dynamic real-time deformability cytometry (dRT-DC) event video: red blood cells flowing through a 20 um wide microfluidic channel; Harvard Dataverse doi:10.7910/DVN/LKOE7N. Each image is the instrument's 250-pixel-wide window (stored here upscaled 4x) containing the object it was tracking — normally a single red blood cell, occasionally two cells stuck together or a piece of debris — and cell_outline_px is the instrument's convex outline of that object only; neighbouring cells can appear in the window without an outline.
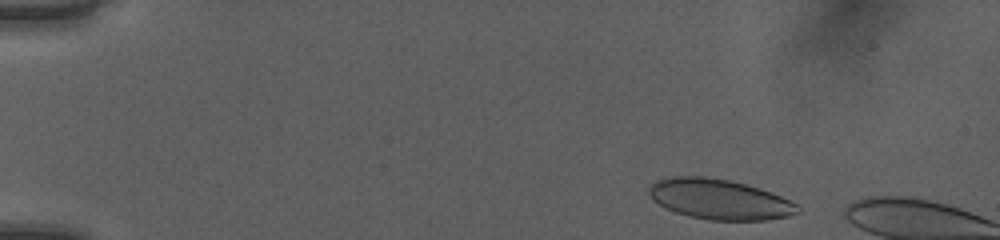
{"species": "human", "species_latin": "Homo sapiens", "temperature_condition": "room temperature", "stored_images_in_passage": 8, "camera_frame_rate_fps": 3000, "um_per_image_px": 0.085, "donor": {"sex": "female"}, "frame": {"image": 1, "passage_image": 2, "time_ms": 0.333, "image_size_px": [1000, 240], "cell_outline_px": [[800, 212], [788, 216], [764, 220], [708, 220], [688, 216], [676, 212], [652, 200], [648, 192], [648, 188], [656, 180], [672, 176], [704, 176], [728, 180], [760, 188], [780, 196], [796, 204], [800, 208]], "centroid_in_image_um": [61.13, 16.94], "position_along_channel_um": 23.9, "area_um2": 34.68}}